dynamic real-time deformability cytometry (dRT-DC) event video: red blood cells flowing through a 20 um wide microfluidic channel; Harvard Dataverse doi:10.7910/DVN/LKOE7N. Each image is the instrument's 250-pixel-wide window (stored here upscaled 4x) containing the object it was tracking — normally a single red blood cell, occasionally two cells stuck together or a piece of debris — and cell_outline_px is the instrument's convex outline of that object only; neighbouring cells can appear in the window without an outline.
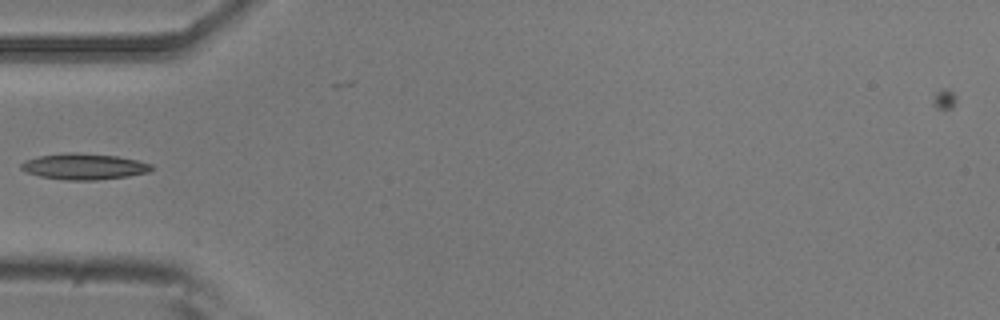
{"species": "common noctule bat (a hibernating species)", "species_latin": "Nyctalus noctula", "temperature_condition": "room temperature", "stored_images_in_passage": 2, "camera_frame_rate_fps": 3000, "um_per_image_px": 0.085, "animal": {"sex": "male", "body_mass_g": 20.5, "forearm_length_mm": 52.5}, "frame": {"image": 1, "passage_image": 2, "time_ms": 0.333, "image_size_px": [1000, 320], "cell_outline_px": [[152, 168], [148, 172], [128, 176], [96, 180], [68, 180], [40, 176], [28, 172], [20, 168], [20, 164], [24, 160], [36, 156], [68, 152], [72, 152], [116, 156], [136, 160], [152, 164]], "centroid_in_image_um": [7.1, 14.15], "position_along_channel_um": 77.9, "area_um2": 19.65}}